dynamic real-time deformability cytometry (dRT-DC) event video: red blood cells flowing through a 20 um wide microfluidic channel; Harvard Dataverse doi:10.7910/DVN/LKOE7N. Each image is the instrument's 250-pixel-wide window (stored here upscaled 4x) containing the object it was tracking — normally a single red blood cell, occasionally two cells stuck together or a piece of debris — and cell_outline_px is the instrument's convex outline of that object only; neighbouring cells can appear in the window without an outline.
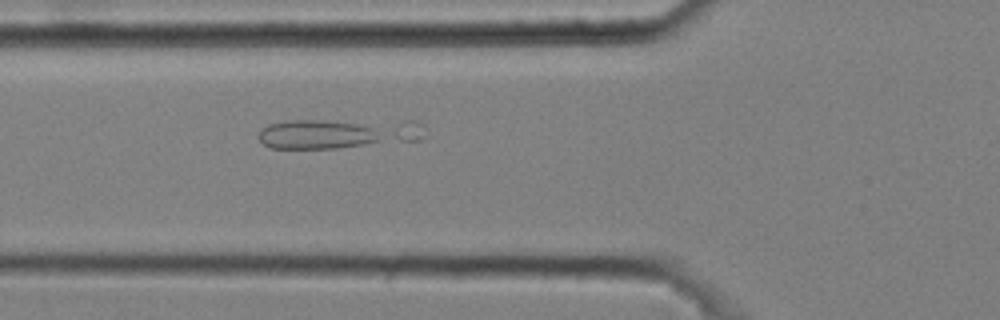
{"species": "common noctule bat (a hibernating species)", "species_latin": "Nyctalus noctula", "temperature_condition": "cold", "stored_images_in_passage": 45, "camera_frame_rate_fps": 3000, "um_per_image_px": 0.085, "animal": {"sex": "male", "body_mass_g": 20.4}, "frame": {"image": 1, "passage_image": 15, "time_ms": 4.667, "image_size_px": [1000, 320], "cell_outline_px": [[424, 136], [420, 140], [340, 148], [268, 148], [256, 136], [268, 124], [288, 120], [416, 120], [424, 124]], "centroid_in_image_um": [28.82, 11.33], "position_along_channel_um": 97.0, "area_um2": 29.59}}
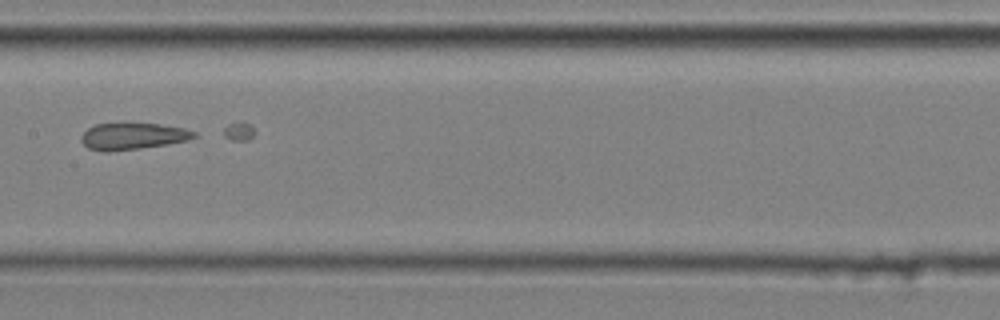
{"frame": {"image": 2, "passage_image": 23, "time_ms": 7.333, "image_size_px": [1000, 320], "cell_outline_px": [[196, 136], [188, 140], [168, 144], [140, 148], [108, 152], [104, 152], [88, 148], [80, 140], [80, 136], [88, 128], [96, 124], [160, 124], [184, 128], [196, 132]], "centroid_in_image_um": [11.27, 11.59], "position_along_channel_um": 196.1, "area_um2": 17.4}}
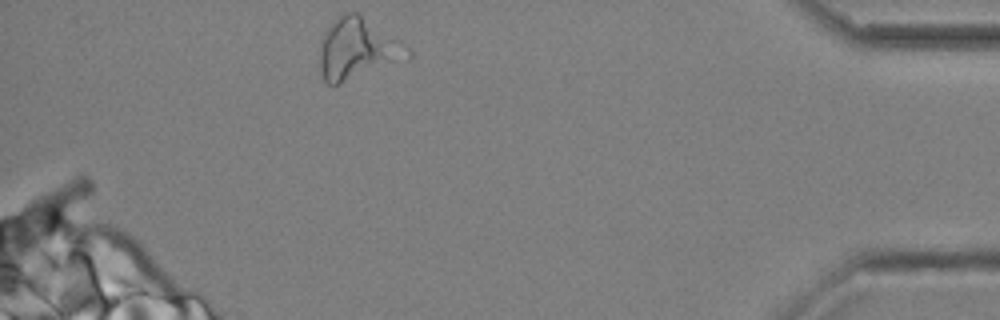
{"frame": {"image": 3, "passage_image": 44, "time_ms": 14.333, "image_size_px": [1000, 320], "cell_outline_px": [[412, 56], [340, 84], [328, 84], [324, 80], [320, 68], [320, 40], [324, 32], [344, 12], [360, 12], [400, 40], [412, 52]], "centroid_in_image_um": [30.38, 4.13], "position_along_channel_um": 404.8, "area_um2": 31.1}}